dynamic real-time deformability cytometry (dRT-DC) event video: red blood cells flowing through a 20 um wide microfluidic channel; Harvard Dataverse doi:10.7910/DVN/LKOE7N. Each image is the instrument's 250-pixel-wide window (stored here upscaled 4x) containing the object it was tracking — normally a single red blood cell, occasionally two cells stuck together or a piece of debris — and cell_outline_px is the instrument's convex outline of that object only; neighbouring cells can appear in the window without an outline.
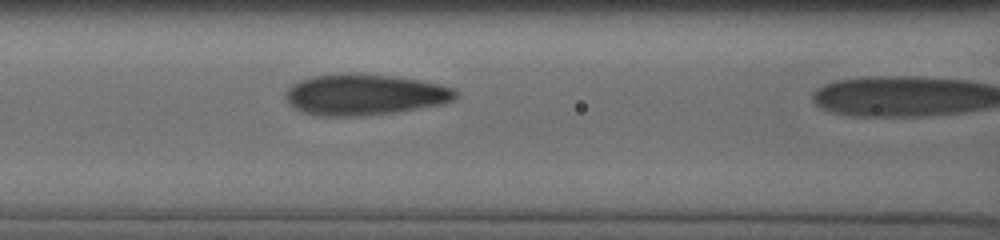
{"species": "human", "species_latin": "Homo sapiens", "temperature_condition": "cold", "stored_images_in_passage": 5, "camera_frame_rate_fps": 3000, "um_per_image_px": 0.085, "donor": {"sex": "male"}, "frame": {"image": 1, "passage_image": 4, "time_ms": 2.0, "image_size_px": [1000, 240], "cell_outline_px": [[456, 96], [452, 100], [440, 104], [396, 112], [364, 116], [316, 116], [292, 108], [288, 104], [284, 96], [284, 92], [292, 84], [300, 80], [312, 76], [360, 72], [392, 76], [420, 80], [440, 84], [452, 88], [456, 92]], "centroid_in_image_um": [30.92, 8.04], "position_along_channel_um": 135.7, "area_um2": 40.92}}